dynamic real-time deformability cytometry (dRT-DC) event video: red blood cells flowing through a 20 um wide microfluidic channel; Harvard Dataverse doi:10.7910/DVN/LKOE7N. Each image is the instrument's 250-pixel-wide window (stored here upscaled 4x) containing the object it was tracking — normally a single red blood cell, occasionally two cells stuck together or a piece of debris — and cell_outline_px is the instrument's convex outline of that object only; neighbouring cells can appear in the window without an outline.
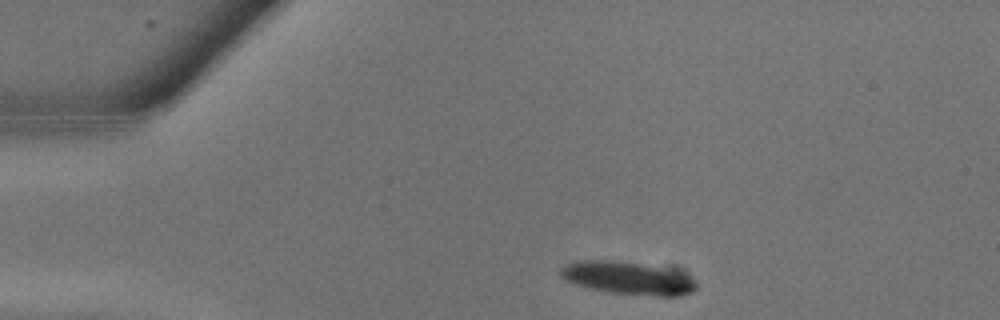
{"species": "common noctule bat (a hibernating species)", "species_latin": "Nyctalus noctula", "temperature_condition": "warm", "stored_images_in_passage": 8, "camera_frame_rate_fps": 3000, "um_per_image_px": 0.085, "animal": {"sex": "male", "body_mass_g": 13.3}, "frame": {"image": 1, "passage_image": 2, "time_ms": 0.333, "image_size_px": [1000, 320], "cell_outline_px": [[696, 288], [692, 292], [676, 296], [656, 296], [608, 292], [576, 284], [564, 280], [560, 276], [560, 268], [564, 264], [576, 260], [608, 260], [672, 268], [688, 276], [696, 284]], "centroid_in_image_um": [53.34, 23.62], "position_along_channel_um": 31.7, "area_um2": 25.95}}
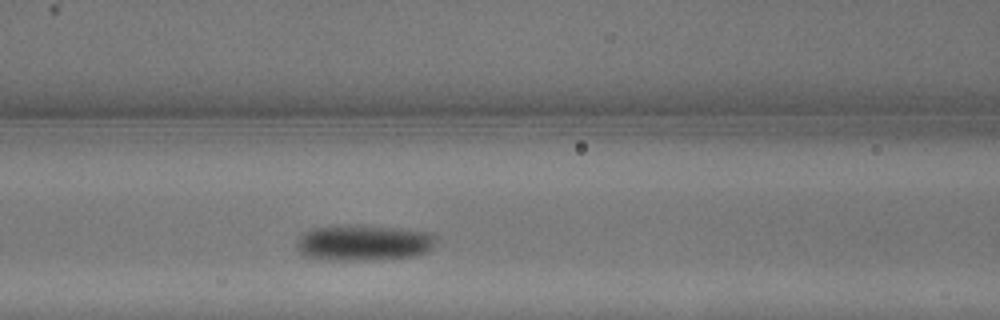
{"frame": {"image": 2, "passage_image": 8, "time_ms": 2.333, "image_size_px": [1000, 320], "cell_outline_px": [[436, 240], [432, 248], [428, 252], [416, 256], [372, 260], [340, 260], [300, 256], [296, 248], [296, 244], [300, 236], [304, 232], [316, 228], [400, 228], [432, 232], [436, 236]], "centroid_in_image_um": [30.96, 20.69], "position_along_channel_um": 135.6, "area_um2": 28.32}}